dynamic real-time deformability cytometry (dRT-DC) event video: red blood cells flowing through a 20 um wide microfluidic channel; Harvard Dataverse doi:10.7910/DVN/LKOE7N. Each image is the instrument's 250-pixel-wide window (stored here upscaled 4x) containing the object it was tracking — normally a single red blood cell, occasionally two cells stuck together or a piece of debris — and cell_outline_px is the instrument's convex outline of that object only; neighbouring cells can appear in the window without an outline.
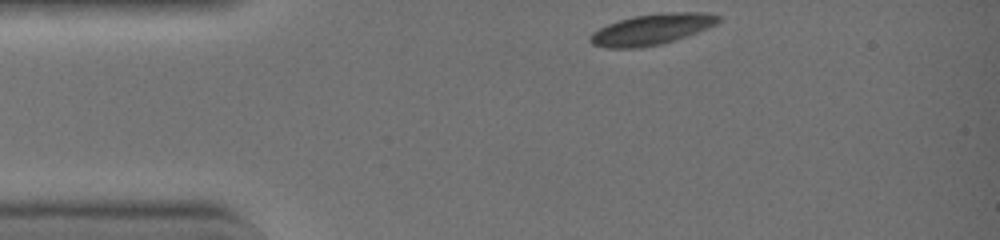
{"species": "common noctule bat (a hibernating species)", "species_latin": "Nyctalus noctula", "temperature_condition": "warm", "stored_images_in_passage": 2, "camera_frame_rate_fps": 3000, "um_per_image_px": 0.085, "animal": {"sex": "female", "body_mass_g": 19.0, "forearm_length_mm": 51.5}, "frame": {"image": 1, "passage_image": 1, "time_ms": 0.0, "image_size_px": [1000, 240], "cell_outline_px": [[720, 20], [716, 24], [708, 28], [688, 36], [676, 40], [660, 44], [640, 48], [604, 48], [592, 44], [588, 40], [588, 36], [592, 32], [608, 24], [632, 16], [660, 12], [704, 12], [720, 16]], "centroid_in_image_um": [55.38, 2.5], "position_along_channel_um": 29.6, "area_um2": 23.29}}